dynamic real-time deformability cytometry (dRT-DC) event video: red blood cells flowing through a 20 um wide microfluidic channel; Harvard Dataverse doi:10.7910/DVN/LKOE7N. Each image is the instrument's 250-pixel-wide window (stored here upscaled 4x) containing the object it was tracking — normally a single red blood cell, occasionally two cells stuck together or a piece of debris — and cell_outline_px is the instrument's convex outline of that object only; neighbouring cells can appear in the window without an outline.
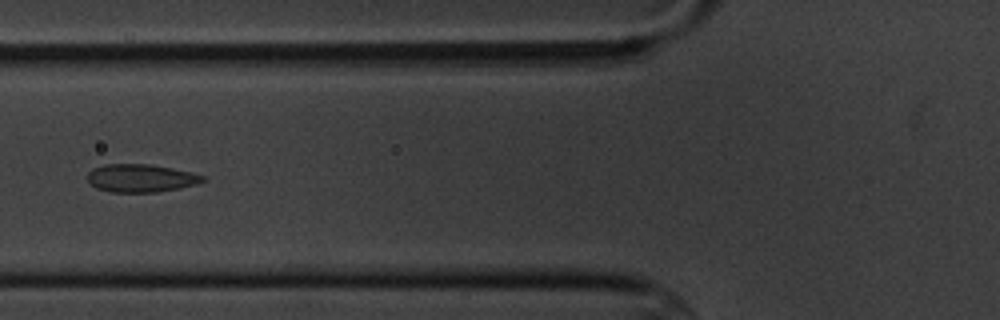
{"species": "common noctule bat (a hibernating species)", "species_latin": "Nyctalus noctula", "temperature_condition": "cold", "stored_images_in_passage": 9, "camera_frame_rate_fps": 3000, "um_per_image_px": 0.085, "animal": {"sex": "male", "body_mass_g": 20.1, "forearm_length_mm": 53.5}, "frame": {"image": 1, "passage_image": 7, "time_ms": 7.0, "image_size_px": [1000, 320], "cell_outline_px": [[204, 180], [196, 184], [180, 188], [156, 192], [112, 192], [96, 188], [88, 180], [88, 172], [92, 168], [104, 164], [152, 164], [192, 172], [204, 176]], "centroid_in_image_um": [11.96, 15.13], "position_along_channel_um": 113.8, "area_um2": 18.79}}
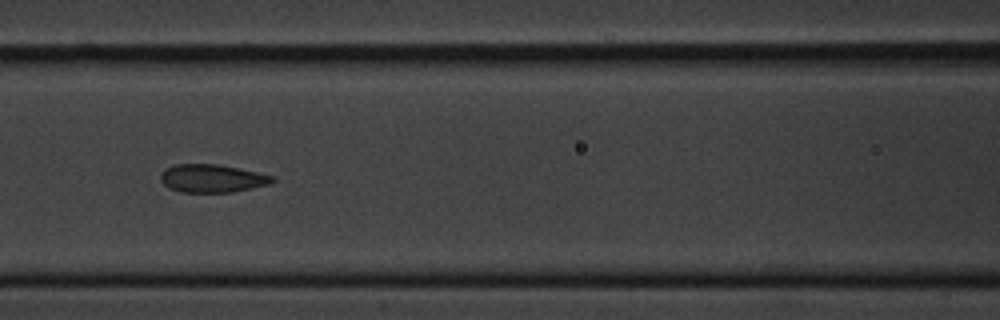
{"frame": {"image": 2, "passage_image": 8, "time_ms": 8.0, "image_size_px": [1000, 320], "cell_outline_px": [[276, 180], [268, 184], [232, 192], [180, 192], [168, 188], [160, 180], [160, 172], [176, 164], [220, 164], [276, 176]], "centroid_in_image_um": [18.03, 15.16], "position_along_channel_um": 148.6, "area_um2": 18.32}}
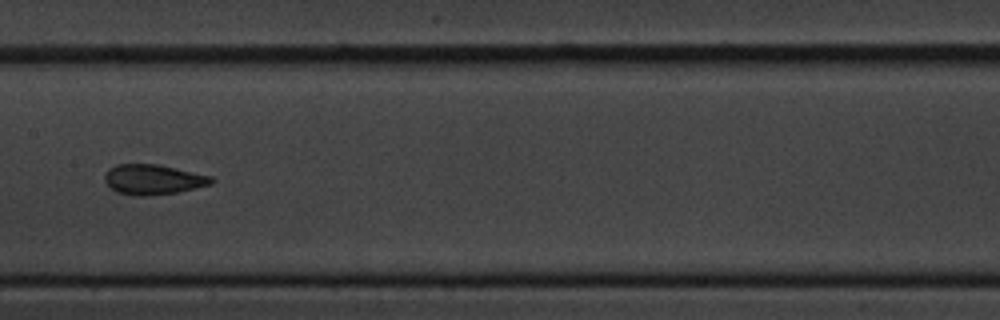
{"frame": {"image": 3, "passage_image": 9, "time_ms": 9.333, "image_size_px": [1000, 320], "cell_outline_px": [[216, 180], [212, 184], [176, 192], [148, 196], [136, 196], [116, 192], [104, 180], [104, 176], [108, 168], [116, 164], [156, 164], [212, 176]], "centroid_in_image_um": [13.0, 15.25], "position_along_channel_um": 194.4, "area_um2": 18.67}}